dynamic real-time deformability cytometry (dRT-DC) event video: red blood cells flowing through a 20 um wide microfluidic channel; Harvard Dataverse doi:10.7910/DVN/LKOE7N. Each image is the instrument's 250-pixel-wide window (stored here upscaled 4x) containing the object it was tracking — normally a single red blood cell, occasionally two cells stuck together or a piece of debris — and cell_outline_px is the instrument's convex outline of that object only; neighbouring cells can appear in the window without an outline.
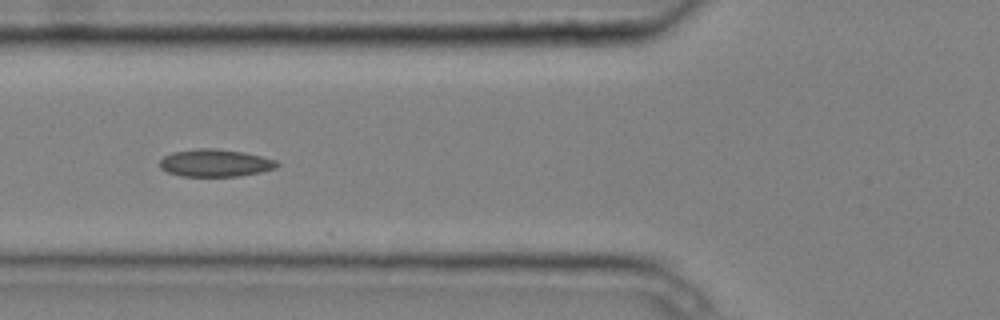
{"species": "common noctule bat (a hibernating species)", "species_latin": "Nyctalus noctula", "temperature_condition": "cold", "stored_images_in_passage": 4, "camera_frame_rate_fps": 3000, "um_per_image_px": 0.085, "animal": {"sex": "male", "body_mass_g": 20.4}, "frame": {"image": 1, "passage_image": 4, "time_ms": 1.0, "image_size_px": [1000, 320], "cell_outline_px": [[280, 164], [276, 168], [260, 172], [240, 176], [180, 176], [168, 172], [160, 168], [160, 160], [164, 156], [172, 152], [196, 148], [216, 148], [244, 152], [276, 160]], "centroid_in_image_um": [18.29, 13.85], "position_along_channel_um": 107.5, "area_um2": 18.84}}